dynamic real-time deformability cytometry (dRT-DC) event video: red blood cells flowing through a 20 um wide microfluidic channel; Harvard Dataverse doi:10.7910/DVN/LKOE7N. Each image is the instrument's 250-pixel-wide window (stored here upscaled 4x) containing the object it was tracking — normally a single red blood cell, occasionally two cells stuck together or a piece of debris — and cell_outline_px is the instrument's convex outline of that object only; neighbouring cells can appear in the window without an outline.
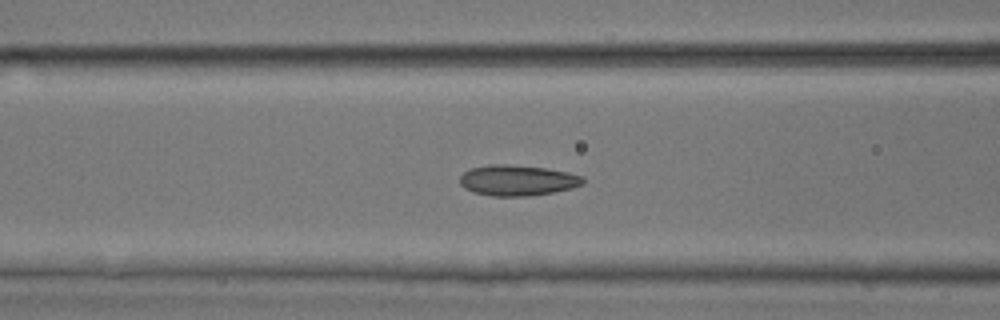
{"species": "common noctule bat (a hibernating species)", "species_latin": "Nyctalus noctula", "temperature_condition": "room temperature", "stored_images_in_passage": 29, "camera_frame_rate_fps": 3000, "um_per_image_px": 0.085, "animal": {"sex": "male", "body_mass_g": 17.9, "forearm_length_mm": 54.2}, "frame": {"image": 1, "passage_image": 21, "time_ms": 6.667, "image_size_px": [1000, 320], "cell_outline_px": [[584, 184], [572, 188], [552, 192], [528, 196], [492, 196], [472, 192], [464, 188], [460, 184], [460, 176], [464, 172], [472, 168], [492, 164], [504, 164], [544, 168], [568, 172], [584, 176]], "centroid_in_image_um": [43.99, 15.33], "position_along_channel_um": 122.6, "area_um2": 21.96}}
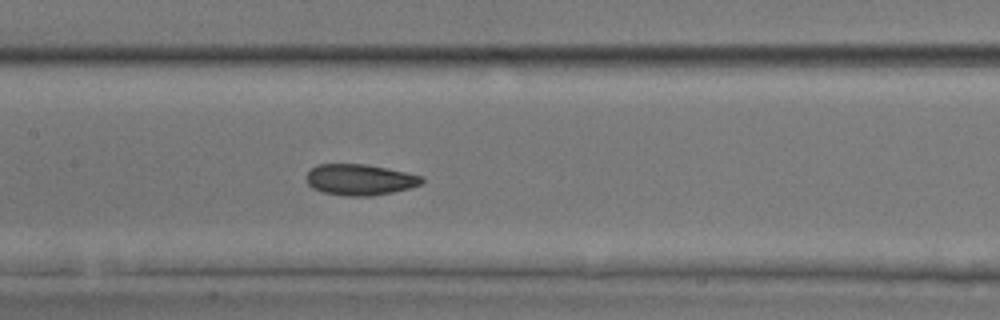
{"frame": {"image": 2, "passage_image": 25, "time_ms": 8.0, "image_size_px": [1000, 320], "cell_outline_px": [[424, 180], [420, 184], [408, 188], [392, 192], [372, 196], [344, 196], [320, 192], [312, 188], [308, 184], [304, 176], [316, 164], [364, 164], [408, 172], [424, 176]], "centroid_in_image_um": [30.55, 15.27], "position_along_channel_um": 176.8, "area_um2": 21.1}}